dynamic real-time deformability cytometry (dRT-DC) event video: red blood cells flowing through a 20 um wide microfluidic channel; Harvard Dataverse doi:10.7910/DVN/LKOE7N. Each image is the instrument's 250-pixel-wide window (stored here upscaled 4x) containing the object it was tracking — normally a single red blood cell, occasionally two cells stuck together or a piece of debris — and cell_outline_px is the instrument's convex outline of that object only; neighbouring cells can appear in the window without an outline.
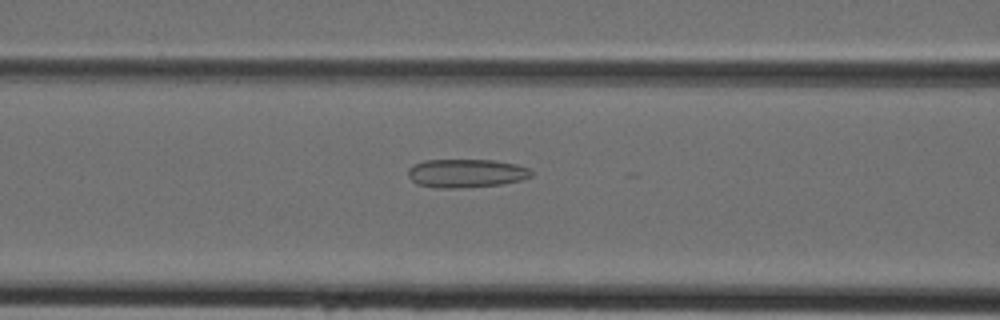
{"species": "Egyptian fruit bat (a non-hibernating species)", "species_latin": "Rousettus aegyptiacus", "temperature_condition": "cold", "stored_images_in_passage": 33, "camera_frame_rate_fps": 3000, "um_per_image_px": 0.085, "animal": {"sex": "female"}, "frame": {"image": 1, "passage_image": 18, "time_ms": 5.667, "image_size_px": [1000, 320], "cell_outline_px": [[532, 176], [520, 180], [500, 184], [460, 188], [436, 188], [416, 184], [408, 176], [408, 168], [412, 164], [424, 160], [492, 160], [516, 164], [528, 168], [532, 172]], "centroid_in_image_um": [39.57, 14.72], "position_along_channel_um": 127.0, "area_um2": 20.52}}
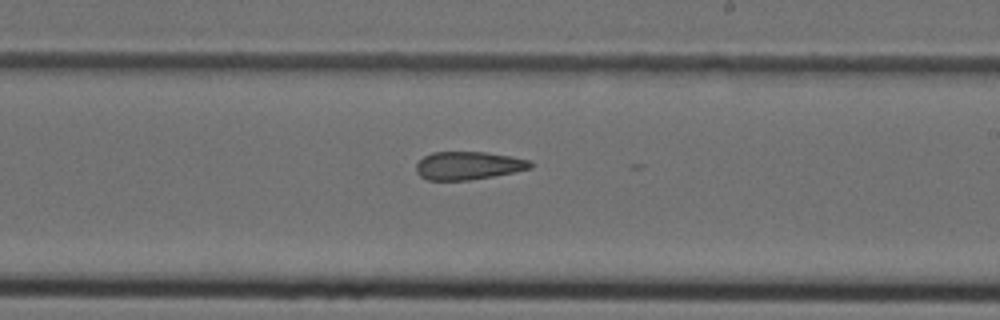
{"frame": {"image": 2, "passage_image": 26, "time_ms": 8.333, "image_size_px": [1000, 320], "cell_outline_px": [[532, 168], [492, 176], [468, 180], [428, 180], [420, 176], [416, 172], [416, 164], [424, 156], [432, 152], [484, 152], [512, 156], [532, 160]], "centroid_in_image_um": [39.8, 14.07], "position_along_channel_um": 249.2, "area_um2": 18.67}}
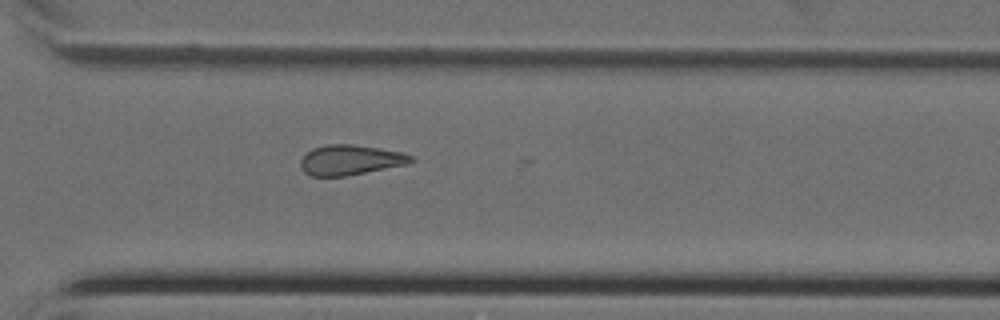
{"frame": {"image": 3, "passage_image": 32, "time_ms": 10.333, "image_size_px": [1000, 320], "cell_outline_px": [[416, 160], [408, 164], [344, 176], [308, 176], [300, 168], [300, 160], [312, 148], [328, 144], [352, 144], [400, 152], [412, 156]], "centroid_in_image_um": [29.74, 13.6], "position_along_channel_um": 340.9, "area_um2": 19.25}}